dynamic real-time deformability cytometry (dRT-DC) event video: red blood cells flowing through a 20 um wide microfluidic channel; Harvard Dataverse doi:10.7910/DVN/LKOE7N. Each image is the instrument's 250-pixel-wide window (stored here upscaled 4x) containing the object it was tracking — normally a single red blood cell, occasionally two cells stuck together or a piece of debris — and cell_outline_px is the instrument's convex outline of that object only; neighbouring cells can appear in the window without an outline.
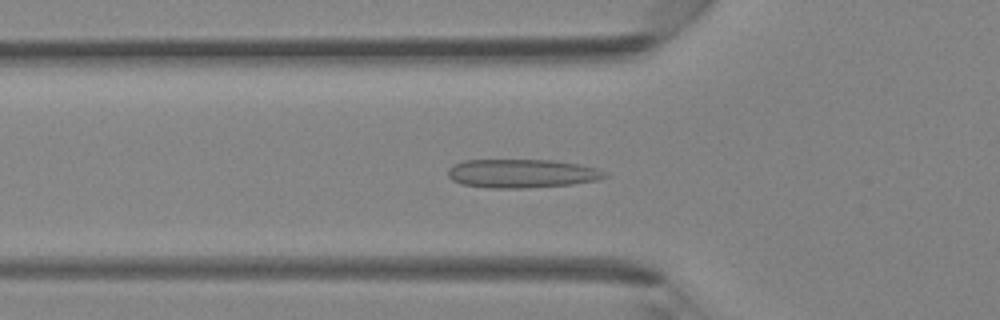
{"species": "Egyptian fruit bat (a non-hibernating species)", "species_latin": "Rousettus aegyptiacus", "temperature_condition": "room temperature", "stored_images_in_passage": 39, "camera_frame_rate_fps": 3000, "um_per_image_px": 0.085, "animal": {"sex": "female"}, "frame": {"image": 1, "passage_image": 13, "time_ms": 4.0, "image_size_px": [1000, 320], "cell_outline_px": [[612, 176], [596, 180], [572, 184], [524, 188], [488, 188], [460, 184], [452, 180], [448, 176], [448, 168], [452, 164], [464, 160], [552, 160], [580, 164], [596, 168], [608, 172]], "centroid_in_image_um": [44.36, 14.74], "position_along_channel_um": 81.4, "area_um2": 26.53}}
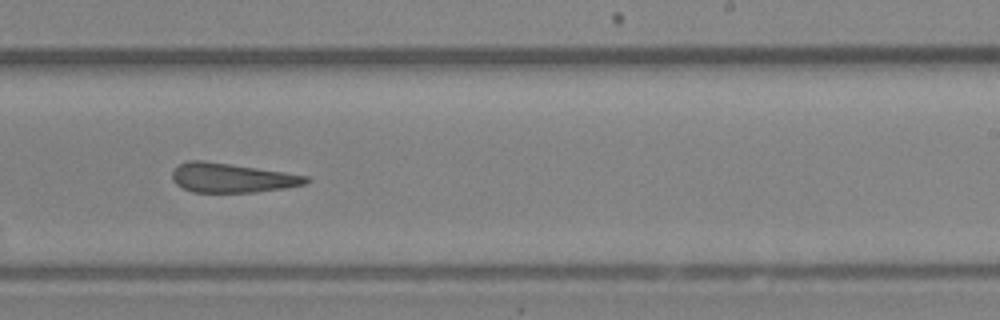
{"frame": {"image": 2, "passage_image": 24, "time_ms": 7.667, "image_size_px": [1000, 320], "cell_outline_px": [[312, 180], [308, 184], [284, 188], [256, 192], [192, 192], [176, 184], [172, 180], [172, 172], [180, 164], [188, 160], [204, 160], [284, 172], [308, 176]], "centroid_in_image_um": [19.73, 15.12], "position_along_channel_um": 269.3, "area_um2": 22.89}}
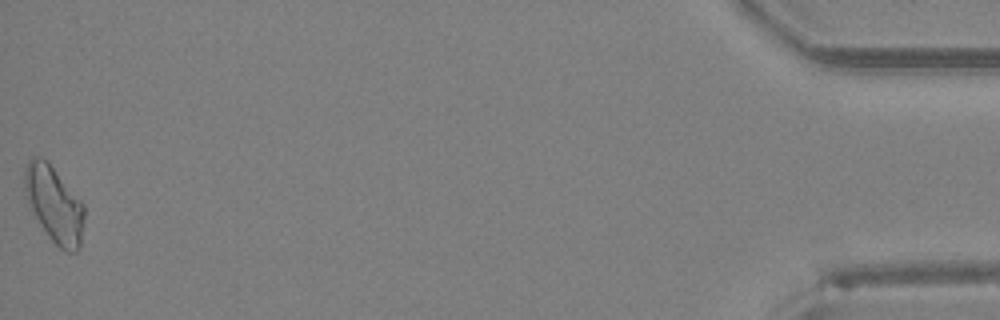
{"frame": {"image": 3, "passage_image": 39, "time_ms": 12.667, "image_size_px": [1000, 320], "cell_outline_px": [[84, 220], [80, 248], [76, 252], [64, 252], [52, 240], [28, 208], [24, 184], [24, 168], [28, 160], [32, 156], [40, 156], [48, 160], [84, 204]], "centroid_in_image_um": [4.59, 17.34], "position_along_channel_um": 430.6, "area_um2": 26.88}}